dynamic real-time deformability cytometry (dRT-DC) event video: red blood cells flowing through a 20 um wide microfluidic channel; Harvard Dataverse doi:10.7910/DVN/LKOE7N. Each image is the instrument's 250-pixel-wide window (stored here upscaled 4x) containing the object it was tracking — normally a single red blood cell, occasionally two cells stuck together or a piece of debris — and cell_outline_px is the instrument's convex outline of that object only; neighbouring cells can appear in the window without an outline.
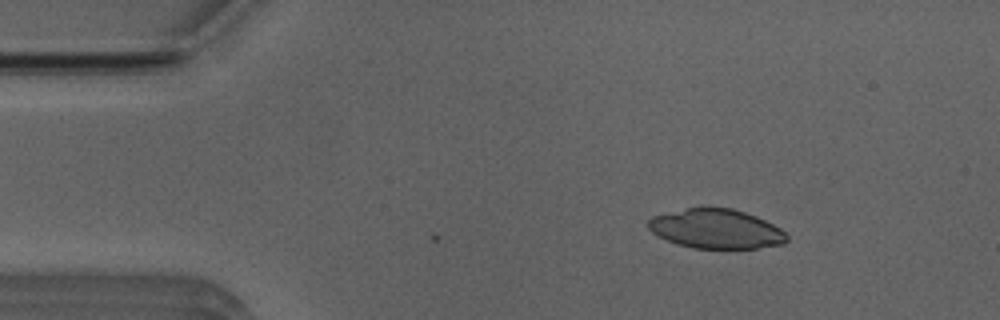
{"species": "Egyptian fruit bat (a non-hibernating species)", "species_latin": "Rousettus aegyptiacus", "temperature_condition": "room temperature", "stored_images_in_passage": 3, "camera_frame_rate_fps": 3000, "um_per_image_px": 0.085, "animal": {"sex": "male"}, "frame": {"image": 1, "passage_image": 1, "time_ms": 0.0, "image_size_px": [1000, 320], "cell_outline_px": [[788, 240], [784, 244], [756, 248], [692, 248], [676, 244], [656, 236], [648, 228], [648, 220], [652, 216], [688, 208], [732, 208], [756, 216], [780, 228], [788, 236]], "centroid_in_image_um": [60.86, 19.47], "position_along_channel_um": 24.1, "area_um2": 31.73}}